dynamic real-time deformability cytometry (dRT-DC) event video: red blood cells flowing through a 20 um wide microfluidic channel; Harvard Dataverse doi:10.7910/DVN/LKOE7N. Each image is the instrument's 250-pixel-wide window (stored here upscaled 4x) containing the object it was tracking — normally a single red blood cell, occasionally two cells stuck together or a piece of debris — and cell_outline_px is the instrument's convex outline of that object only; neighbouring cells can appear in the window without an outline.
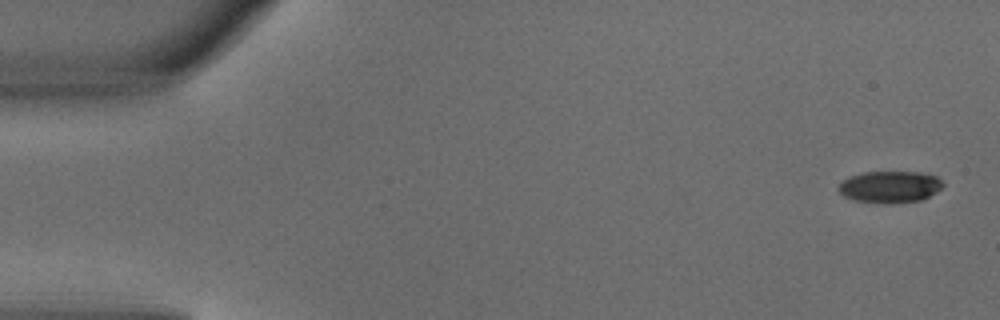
{"species": "common noctule bat (a hibernating species)", "species_latin": "Nyctalus noctula", "temperature_condition": "warm", "stored_images_in_passage": 5, "camera_frame_rate_fps": 3000, "um_per_image_px": 0.085, "animal": {"sex": "male", "body_mass_g": 18.8}, "frame": {"image": 1, "passage_image": 1, "time_ms": 0.0, "image_size_px": [1000, 320], "cell_outline_px": [[944, 184], [936, 192], [920, 200], [892, 204], [880, 204], [852, 200], [844, 196], [840, 192], [840, 184], [844, 180], [852, 176], [864, 172], [920, 172], [936, 176]], "centroid_in_image_um": [75.64, 15.9], "position_along_channel_um": 9.4, "area_um2": 19.25}}
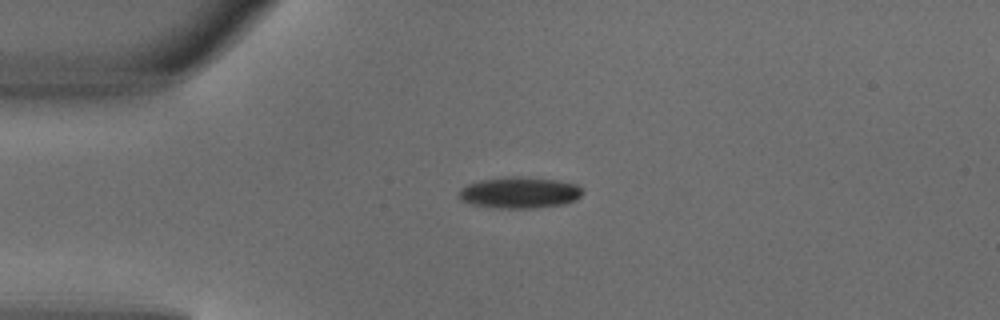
{"frame": {"image": 2, "passage_image": 4, "time_ms": 1.0, "image_size_px": [1000, 320], "cell_outline_px": [[584, 192], [576, 200], [564, 204], [536, 208], [500, 208], [468, 204], [460, 200], [456, 196], [460, 188], [468, 184], [480, 180], [508, 176], [520, 176], [556, 180], [576, 184], [584, 188]], "centroid_in_image_um": [44.14, 16.37], "position_along_channel_um": 40.9, "area_um2": 22.95}}